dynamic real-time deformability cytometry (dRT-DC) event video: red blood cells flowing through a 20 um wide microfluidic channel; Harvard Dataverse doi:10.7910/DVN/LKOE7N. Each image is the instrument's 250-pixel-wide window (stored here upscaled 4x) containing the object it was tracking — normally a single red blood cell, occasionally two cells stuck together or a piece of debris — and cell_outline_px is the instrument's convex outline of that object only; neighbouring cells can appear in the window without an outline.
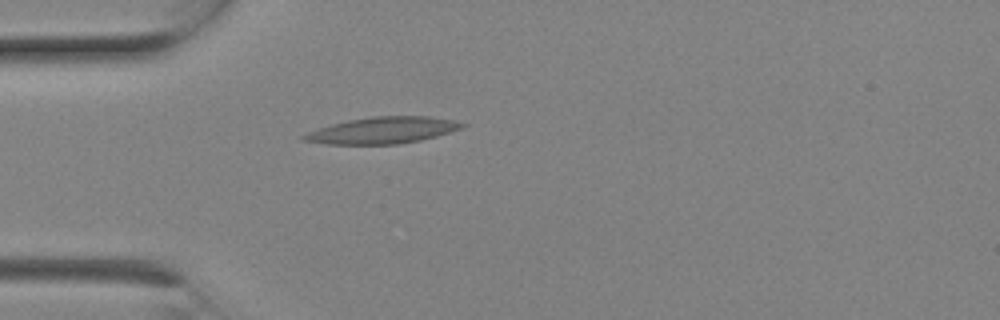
{"species": "Egyptian fruit bat (a non-hibernating species)", "species_latin": "Rousettus aegyptiacus", "temperature_condition": "room temperature", "stored_images_in_passage": 4, "camera_frame_rate_fps": 3000, "um_per_image_px": 0.085, "animal": {"sex": "female"}, "frame": {"image": 1, "passage_image": 1, "time_ms": 0.0, "image_size_px": [1000, 320], "cell_outline_px": [[468, 124], [464, 128], [436, 136], [420, 140], [396, 144], [324, 144], [300, 140], [300, 136], [308, 132], [332, 124], [348, 120], [372, 116], [428, 116], [452, 120]], "centroid_in_image_um": [32.52, 11.08], "position_along_channel_um": 52.5, "area_um2": 24.45}}
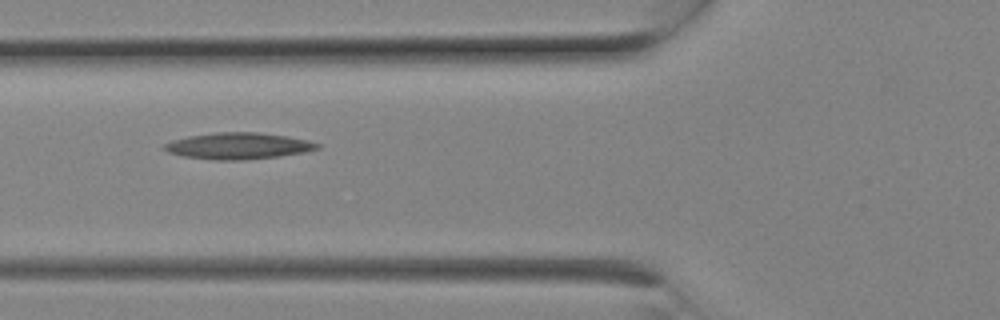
{"frame": {"image": 2, "passage_image": 3, "time_ms": 0.667, "image_size_px": [1000, 320], "cell_outline_px": [[320, 148], [304, 152], [280, 156], [244, 160], [216, 160], [180, 156], [168, 152], [160, 148], [164, 144], [172, 140], [188, 136], [216, 132], [256, 132], [288, 136], [308, 140], [320, 144]], "centroid_in_image_um": [20.22, 12.4], "position_along_channel_um": 105.6, "area_um2": 23.76}}
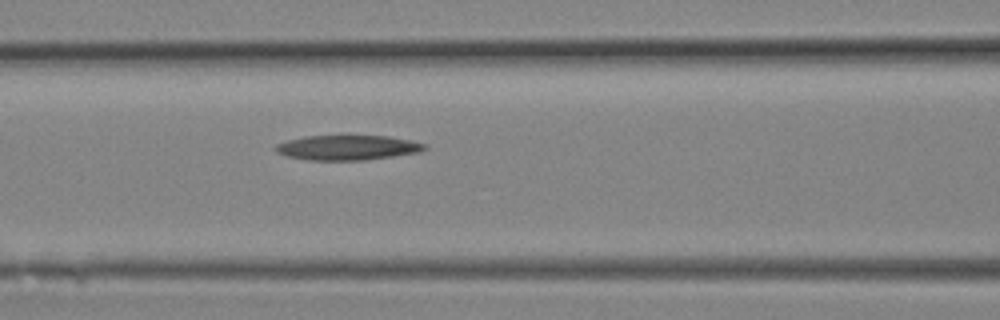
{"frame": {"image": 3, "passage_image": 4, "time_ms": 1.0, "image_size_px": [1000, 320], "cell_outline_px": [[428, 148], [420, 152], [368, 160], [308, 160], [288, 156], [276, 152], [272, 148], [276, 144], [288, 140], [304, 136], [388, 136], [428, 144]], "centroid_in_image_um": [29.54, 12.55], "position_along_channel_um": 137.1, "area_um2": 21.68}}